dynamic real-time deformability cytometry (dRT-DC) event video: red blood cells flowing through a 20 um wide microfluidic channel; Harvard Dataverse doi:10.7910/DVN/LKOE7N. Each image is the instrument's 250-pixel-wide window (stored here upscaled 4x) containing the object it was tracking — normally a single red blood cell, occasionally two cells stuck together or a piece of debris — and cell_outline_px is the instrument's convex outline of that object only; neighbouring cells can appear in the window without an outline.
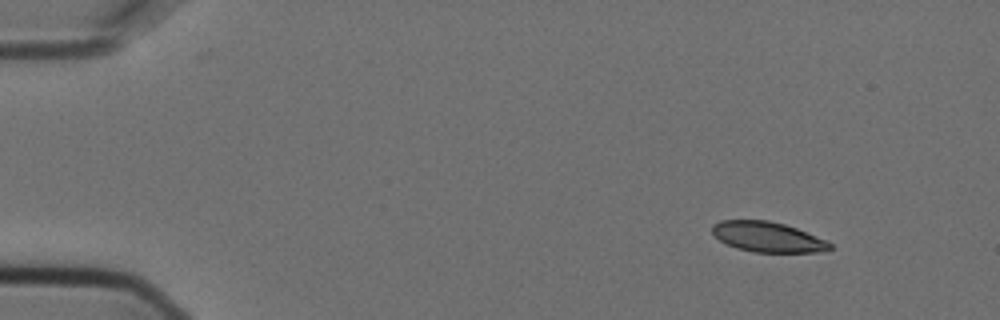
{"species": "Egyptian fruit bat (a non-hibernating species)", "species_latin": "Rousettus aegyptiacus", "temperature_condition": "cold", "stored_images_in_passage": 3, "camera_frame_rate_fps": 3000, "um_per_image_px": 0.085, "animal": {"sex": "female"}, "frame": {"image": 1, "passage_image": 1, "time_ms": 0.0, "image_size_px": [1000, 320], "cell_outline_px": [[832, 248], [820, 252], [752, 252], [736, 248], [720, 240], [712, 232], [712, 224], [720, 220], [768, 220], [784, 224], [796, 228], [828, 240], [832, 244]], "centroid_in_image_um": [65.26, 20.14], "position_along_channel_um": 19.7, "area_um2": 20.75}}